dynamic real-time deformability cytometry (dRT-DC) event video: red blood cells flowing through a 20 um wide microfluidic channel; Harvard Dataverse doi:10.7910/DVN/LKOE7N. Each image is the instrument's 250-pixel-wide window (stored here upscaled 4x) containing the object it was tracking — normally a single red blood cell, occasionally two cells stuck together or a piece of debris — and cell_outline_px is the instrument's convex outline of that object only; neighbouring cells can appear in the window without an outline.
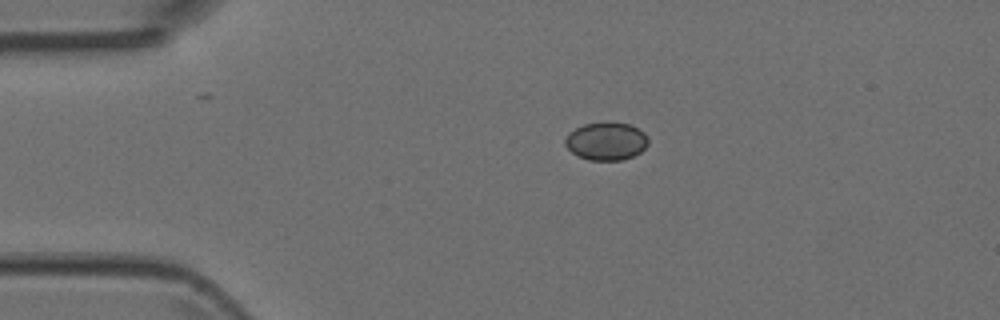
{"species": "Egyptian fruit bat (a non-hibernating species)", "species_latin": "Rousettus aegyptiacus", "temperature_condition": "room temperature", "stored_images_in_passage": 2, "camera_frame_rate_fps": 3000, "um_per_image_px": 0.085, "animal": {"sex": "female"}, "frame": {"image": 1, "passage_image": 1, "time_ms": 0.0, "image_size_px": [1000, 320], "cell_outline_px": [[648, 144], [640, 152], [632, 156], [620, 160], [588, 160], [576, 156], [564, 144], [564, 140], [568, 132], [584, 124], [604, 120], [608, 120], [628, 124], [644, 132], [648, 140]], "centroid_in_image_um": [51.49, 11.97], "position_along_channel_um": 33.5, "area_um2": 18.67}}